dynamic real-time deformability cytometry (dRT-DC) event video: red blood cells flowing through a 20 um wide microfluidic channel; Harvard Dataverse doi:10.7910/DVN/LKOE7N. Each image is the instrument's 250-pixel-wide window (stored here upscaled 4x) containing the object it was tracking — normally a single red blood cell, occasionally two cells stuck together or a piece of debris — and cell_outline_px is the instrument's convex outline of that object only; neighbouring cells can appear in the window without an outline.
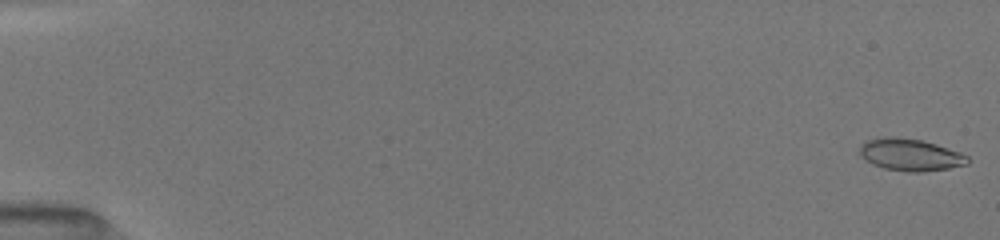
{"species": "common noctule bat (a hibernating species)", "species_latin": "Nyctalus noctula", "temperature_condition": "room temperature", "stored_images_in_passage": 10, "camera_frame_rate_fps": 3000, "um_per_image_px": 0.085, "animal": {"sex": "female", "body_mass_g": 19.5, "forearm_length_mm": 54.1}, "frame": {"image": 1, "passage_image": 1, "time_ms": 0.0, "image_size_px": [1000, 240], "cell_outline_px": [[968, 164], [948, 168], [924, 172], [908, 172], [884, 168], [872, 164], [860, 156], [860, 144], [864, 140], [888, 136], [892, 136], [920, 140], [936, 144], [960, 152], [968, 156]], "centroid_in_image_um": [77.35, 13.15], "position_along_channel_um": 7.7, "area_um2": 20.23}}
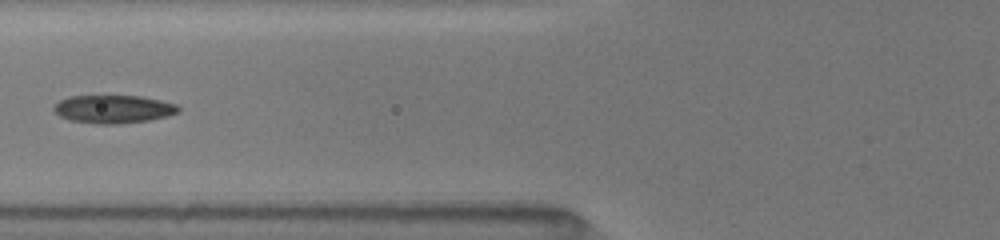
{"frame": {"image": 2, "passage_image": 7, "time_ms": 7.0, "image_size_px": [1000, 240], "cell_outline_px": [[180, 112], [168, 116], [148, 120], [116, 124], [96, 124], [68, 120], [60, 116], [52, 108], [60, 100], [68, 96], [140, 96], [160, 100], [176, 104], [180, 108]], "centroid_in_image_um": [9.64, 9.28], "position_along_channel_um": 116.2, "area_um2": 20.4}}
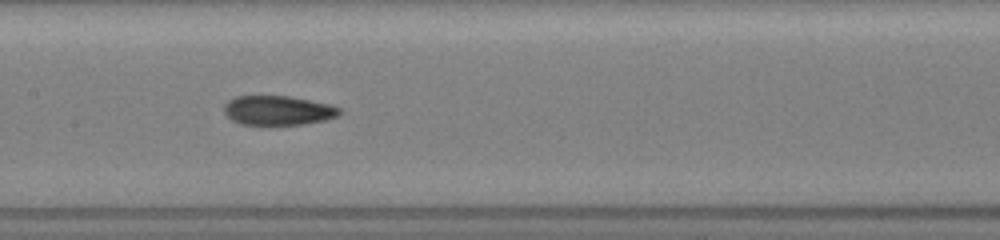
{"frame": {"image": 3, "passage_image": 9, "time_ms": 8.667, "image_size_px": [1000, 240], "cell_outline_px": [[340, 112], [336, 116], [324, 120], [304, 124], [240, 124], [232, 120], [224, 112], [224, 104], [228, 100], [236, 96], [288, 96], [328, 104], [340, 108]], "centroid_in_image_um": [23.58, 9.38], "position_along_channel_um": 183.8, "area_um2": 19.48}}